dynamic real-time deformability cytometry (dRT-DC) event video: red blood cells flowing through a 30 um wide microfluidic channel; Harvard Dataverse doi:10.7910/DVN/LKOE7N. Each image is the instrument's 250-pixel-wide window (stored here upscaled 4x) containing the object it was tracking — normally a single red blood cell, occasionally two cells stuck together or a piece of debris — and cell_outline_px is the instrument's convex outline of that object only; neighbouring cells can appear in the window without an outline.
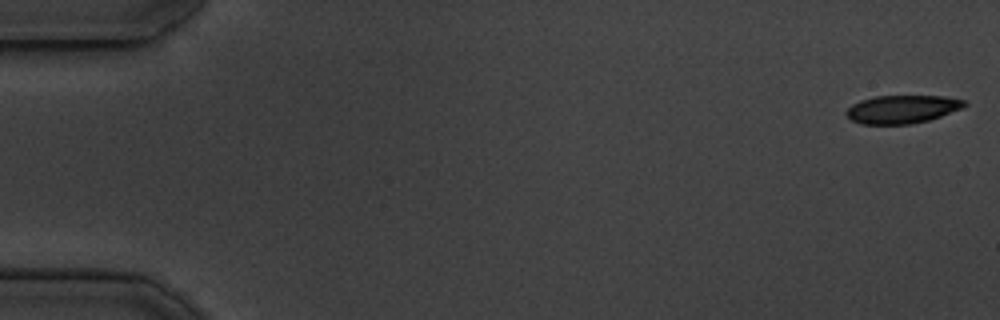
{"species": "common noctule bat (a hibernating species)", "species_latin": "Nyctalus noctula", "temperature_condition": "cold", "stored_images_in_passage": 53, "camera_frame_rate_fps": 3000, "um_per_image_px": 0.085, "animal": {"sex": "male", "body_mass_g": 19.5, "forearm_length_mm": 54.6}, "frame": {"image": 1, "passage_image": 1, "time_ms": 0.0, "image_size_px": [1000, 320], "cell_outline_px": [[968, 104], [964, 108], [928, 120], [912, 124], [860, 124], [852, 120], [844, 112], [852, 104], [860, 100], [876, 96], [944, 96], [964, 100]], "centroid_in_image_um": [76.69, 9.28], "position_along_channel_um": 8.3, "area_um2": 19.42}}
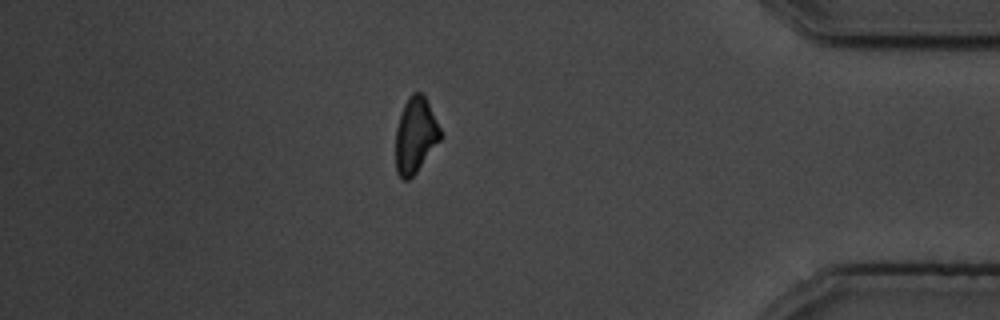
{"frame": {"image": 2, "passage_image": 46, "time_ms": 15.0, "image_size_px": [1000, 320], "cell_outline_px": [[444, 136], [416, 172], [408, 180], [404, 180], [396, 172], [396, 128], [404, 104], [408, 96], [412, 92], [424, 92]], "centroid_in_image_um": [35.34, 11.46], "position_along_channel_um": 399.9, "area_um2": 19.94}}
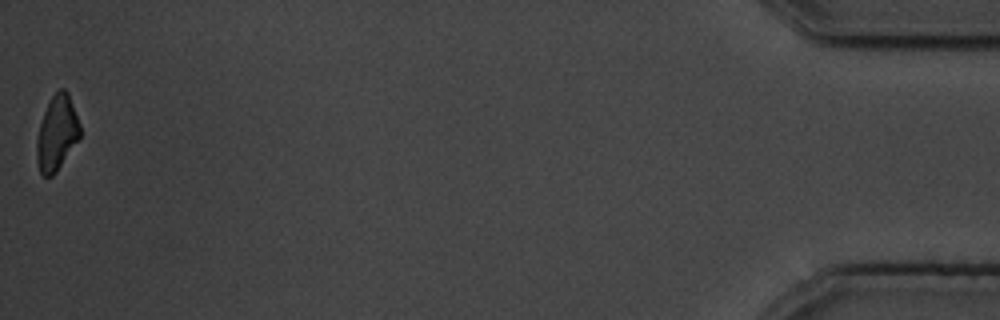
{"frame": {"image": 3, "passage_image": 53, "time_ms": 17.333, "image_size_px": [1000, 320], "cell_outline_px": [[80, 136], [56, 172], [52, 176], [44, 176], [40, 172], [36, 160], [36, 140], [40, 124], [44, 112], [52, 96], [60, 88], [64, 88], [68, 92], [80, 124]], "centroid_in_image_um": [4.82, 11.31], "position_along_channel_um": 430.4, "area_um2": 18.67}, "authors_computed_cell_mechanics": {"area_um2": 21.2126, "velocity_mm_per_s": 3.7869, "shape_relaxation_time_tau1_ms": 3.5767, "shape_relaxation_time_tau2_ms": 11.2266, "deformation_change_tau1": 0.0984, "deformation_change_tau2": 0.2149}}